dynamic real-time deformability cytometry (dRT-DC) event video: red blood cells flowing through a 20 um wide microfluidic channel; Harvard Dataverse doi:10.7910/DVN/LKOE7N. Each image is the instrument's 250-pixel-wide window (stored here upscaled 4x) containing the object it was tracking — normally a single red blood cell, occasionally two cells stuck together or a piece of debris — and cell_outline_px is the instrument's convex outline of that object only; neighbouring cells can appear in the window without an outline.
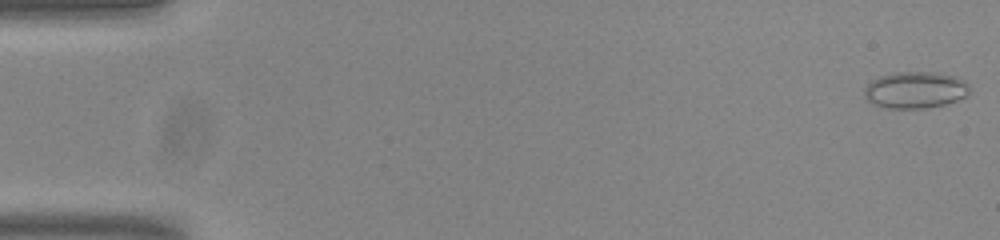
{"species": "common noctule bat (a hibernating species)", "species_latin": "Nyctalus noctula", "temperature_condition": "room temperature", "stored_images_in_passage": 53, "camera_frame_rate_fps": 3000, "um_per_image_px": 0.085, "animal": {"sex": "male", "body_mass_g": 20.0, "forearm_length_mm": 53.3}, "frame": {"image": 1, "passage_image": 1, "time_ms": 0.0, "image_size_px": [1000, 240], "cell_outline_px": [[968, 96], [944, 104], [924, 108], [888, 108], [876, 104], [868, 100], [864, 96], [864, 88], [872, 80], [880, 76], [896, 72], [936, 72], [956, 76], [964, 80], [968, 84]], "centroid_in_image_um": [77.81, 7.63], "position_along_channel_um": 7.2, "area_um2": 22.37}}
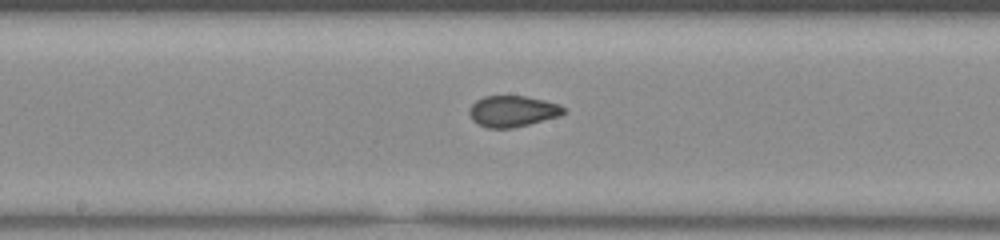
{"frame": {"image": 2, "passage_image": 28, "time_ms": 9.0, "image_size_px": [1000, 240], "cell_outline_px": [[568, 112], [560, 116], [512, 128], [488, 128], [476, 124], [472, 120], [468, 112], [472, 104], [476, 100], [484, 96], [524, 96], [544, 100], [560, 104]], "centroid_in_image_um": [43.57, 9.46], "position_along_channel_um": 204.6, "area_um2": 17.22}}
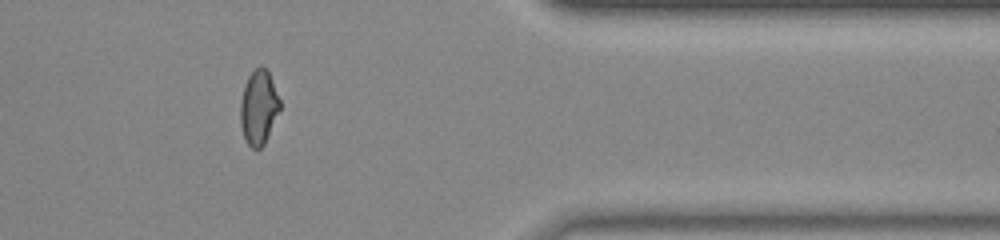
{"frame": {"image": 3, "passage_image": 44, "time_ms": 14.333, "image_size_px": [1000, 240], "cell_outline_px": [[280, 108], [264, 144], [260, 148], [252, 148], [244, 140], [240, 124], [240, 104], [244, 84], [248, 76], [260, 64], [268, 72], [272, 80], [280, 100]], "centroid_in_image_um": [21.96, 9.12], "position_along_channel_um": 389.4, "area_um2": 17.05}, "authors_computed_cell_mechanics": {"area_um2": 17.629, "velocity_mm_per_s": 3.8506, "shape_relaxation_time_tau1_ms": null, "shape_relaxation_time_tau2_ms": 1.412, "deformation_change_tau1": null, "deformation_change_tau2": 0.0642}}